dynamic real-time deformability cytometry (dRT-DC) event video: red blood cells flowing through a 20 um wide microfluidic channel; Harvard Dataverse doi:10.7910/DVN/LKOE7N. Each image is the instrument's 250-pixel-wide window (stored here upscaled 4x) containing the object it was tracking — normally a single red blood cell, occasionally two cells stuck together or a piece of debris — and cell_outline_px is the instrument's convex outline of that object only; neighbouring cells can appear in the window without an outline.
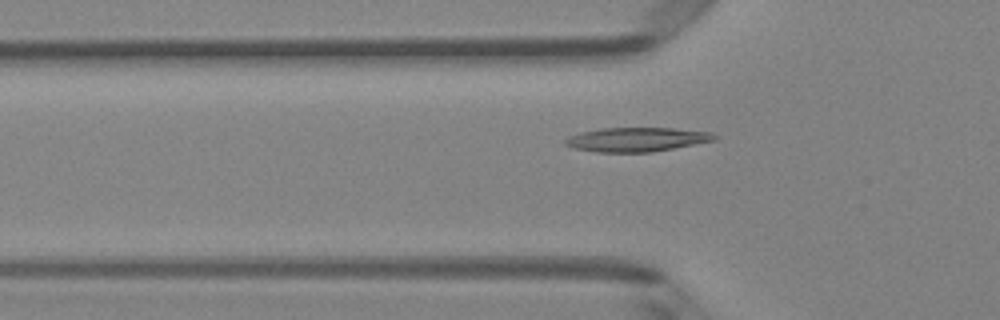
{"species": "Egyptian fruit bat (a non-hibernating species)", "species_latin": "Rousettus aegyptiacus", "temperature_condition": "room temperature", "stored_images_in_passage": 37, "camera_frame_rate_fps": 3000, "um_per_image_px": 0.085, "animal": {"sex": "female"}, "frame": {"image": 1, "passage_image": 6, "time_ms": 1.667, "image_size_px": [1000, 320], "cell_outline_px": [[716, 140], [652, 152], [596, 152], [576, 148], [564, 144], [564, 140], [568, 136], [600, 128], [672, 128], [712, 132], [716, 136]], "centroid_in_image_um": [54.13, 11.85], "position_along_channel_um": 71.7, "area_um2": 20.81}}
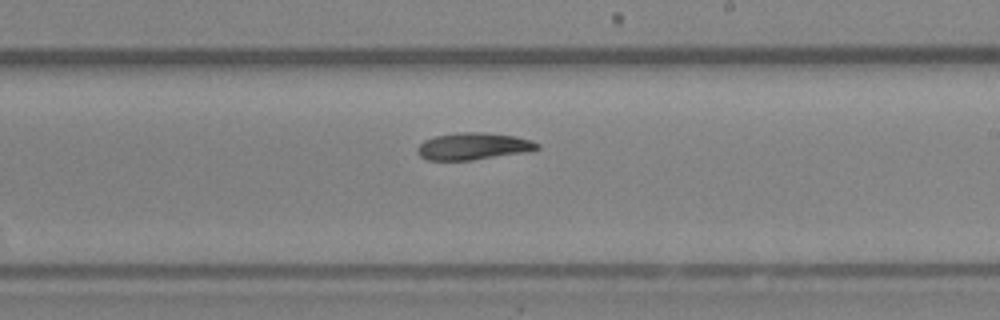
{"frame": {"image": 2, "passage_image": 19, "time_ms": 6.0, "image_size_px": [1000, 320], "cell_outline_px": [[540, 148], [532, 152], [472, 160], [428, 160], [420, 156], [416, 152], [416, 148], [424, 140], [436, 136], [460, 132], [484, 132], [516, 136], [532, 140], [540, 144]], "centroid_in_image_um": [40.29, 12.44], "position_along_channel_um": 248.7, "area_um2": 19.19}}
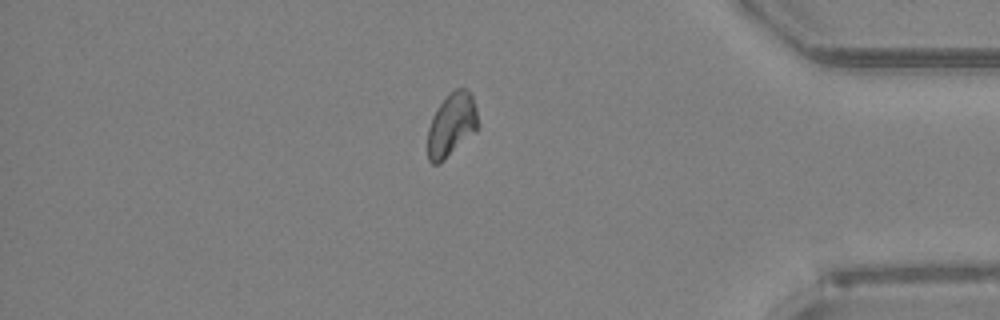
{"frame": {"image": 3, "passage_image": 32, "time_ms": 10.333, "image_size_px": [1000, 320], "cell_outline_px": [[480, 124], [476, 132], [440, 164], [432, 164], [428, 160], [428, 128], [432, 116], [448, 92], [456, 88], [464, 88], [472, 92]], "centroid_in_image_um": [38.41, 10.6], "position_along_channel_um": 396.8, "area_um2": 19.07}, "authors_computed_cell_mechanics": {"area_um2": 19.074, "velocity_mm_per_s": 4.1015, "shape_relaxation_time_tau1_ms": 4.2649, "shape_relaxation_time_tau2_ms": null, "deformation_change_tau1": 0.1229, "deformation_change_tau2": null}}